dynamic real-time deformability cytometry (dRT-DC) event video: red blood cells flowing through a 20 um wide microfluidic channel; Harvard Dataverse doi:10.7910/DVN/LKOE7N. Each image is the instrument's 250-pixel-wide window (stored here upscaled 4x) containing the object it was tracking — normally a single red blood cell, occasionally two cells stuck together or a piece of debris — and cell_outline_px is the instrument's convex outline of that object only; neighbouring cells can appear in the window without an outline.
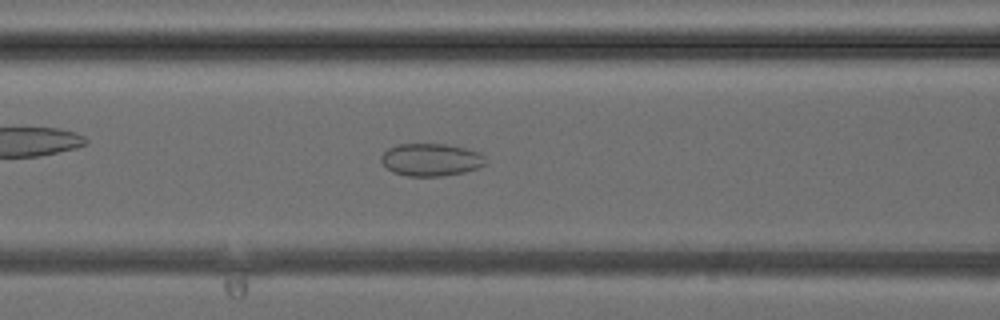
{"species": "common noctule bat (a hibernating species)", "species_latin": "Nyctalus noctula", "temperature_condition": "cold", "stored_images_in_passage": 31, "camera_frame_rate_fps": 3000, "um_per_image_px": 0.085, "animal": {"sex": "female", "body_mass_g": 24.6, "forearm_length_mm": 56.2}, "frame": {"image": 1, "passage_image": 7, "time_ms": 2.0, "image_size_px": [1000, 320], "cell_outline_px": [[484, 164], [476, 168], [464, 172], [444, 176], [408, 176], [392, 172], [380, 160], [380, 156], [388, 148], [396, 144], [448, 144], [480, 152], [484, 156]], "centroid_in_image_um": [36.6, 13.57], "position_along_channel_um": 130.0, "area_um2": 19.77}}
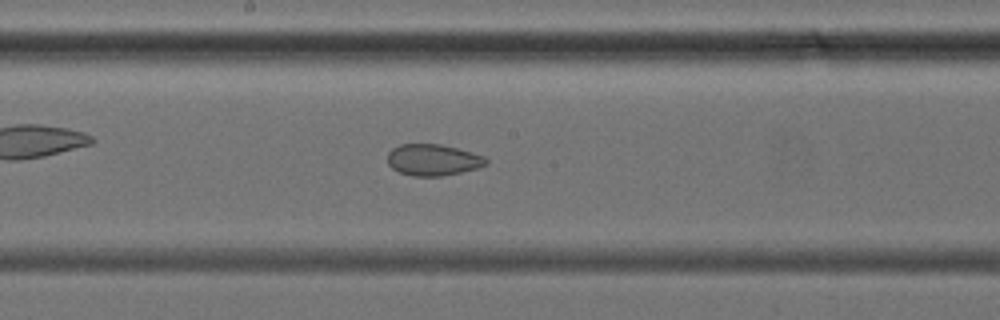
{"frame": {"image": 2, "passage_image": 12, "time_ms": 3.667, "image_size_px": [1000, 320], "cell_outline_px": [[488, 164], [476, 168], [460, 172], [440, 176], [412, 176], [400, 172], [392, 168], [388, 164], [388, 152], [392, 148], [400, 144], [440, 144], [456, 148], [484, 156], [488, 160]], "centroid_in_image_um": [36.78, 13.59], "position_along_channel_um": 211.4, "area_um2": 17.92}}
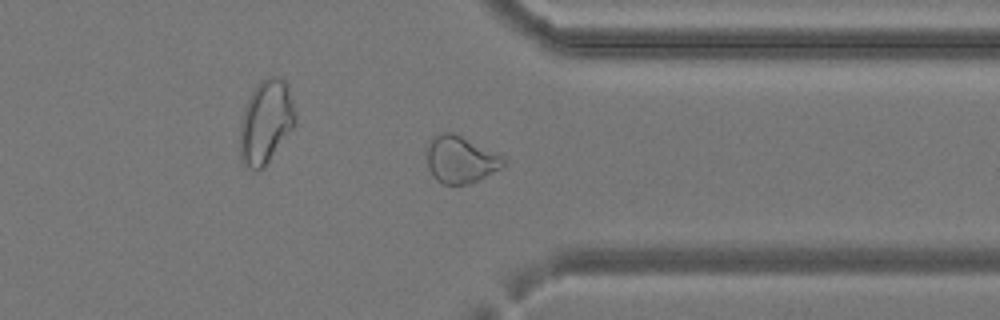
{"frame": {"image": 3, "passage_image": 22, "time_ms": 7.0, "image_size_px": [1000, 320], "cell_outline_px": [[504, 164], [500, 168], [468, 184], [444, 184], [436, 180], [428, 164], [424, 148], [440, 132], [452, 132], [504, 156]], "centroid_in_image_um": [39.11, 13.54], "position_along_channel_um": 372.3, "area_um2": 20.63}}